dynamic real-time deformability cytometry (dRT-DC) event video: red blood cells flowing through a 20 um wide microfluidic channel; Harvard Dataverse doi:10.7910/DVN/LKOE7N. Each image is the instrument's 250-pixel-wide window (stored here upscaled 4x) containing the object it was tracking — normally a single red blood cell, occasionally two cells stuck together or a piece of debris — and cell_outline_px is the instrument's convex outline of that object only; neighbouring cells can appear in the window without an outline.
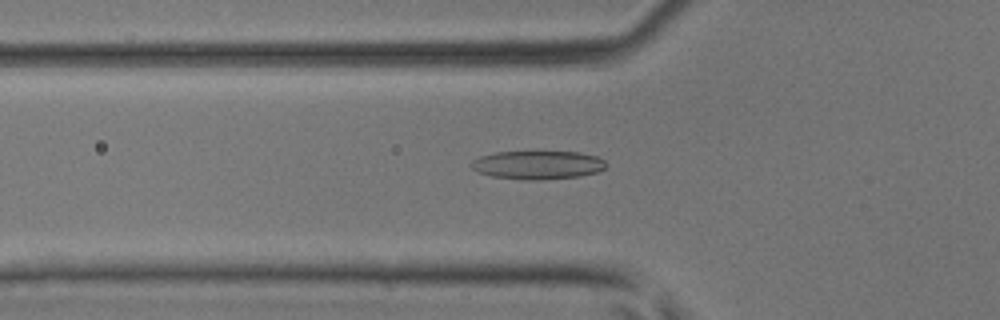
{"species": "common noctule bat (a hibernating species)", "species_latin": "Nyctalus noctula", "temperature_condition": "room temperature", "stored_images_in_passage": 31, "camera_frame_rate_fps": 3000, "um_per_image_px": 0.085, "animal": {"sex": "male", "body_mass_g": 17.9, "forearm_length_mm": 54.2}, "frame": {"image": 1, "passage_image": 6, "time_ms": 1.667, "image_size_px": [1000, 320], "cell_outline_px": [[608, 164], [604, 168], [596, 172], [580, 176], [532, 180], [524, 180], [492, 176], [480, 172], [472, 168], [468, 164], [472, 160], [480, 156], [496, 152], [580, 152], [596, 156], [604, 160]], "centroid_in_image_um": [45.69, 14.01], "position_along_channel_um": 80.1, "area_um2": 22.25}}
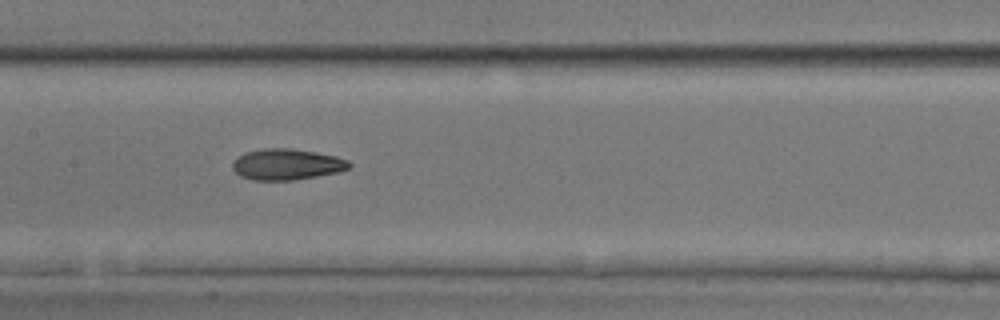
{"frame": {"image": 2, "passage_image": 13, "time_ms": 4.0, "image_size_px": [1000, 320], "cell_outline_px": [[352, 164], [348, 168], [340, 172], [292, 180], [252, 180], [240, 176], [232, 168], [232, 160], [236, 156], [244, 152], [264, 148], [288, 148], [316, 152], [336, 156], [348, 160]], "centroid_in_image_um": [24.34, 13.96], "position_along_channel_um": 183.1, "area_um2": 21.27}}
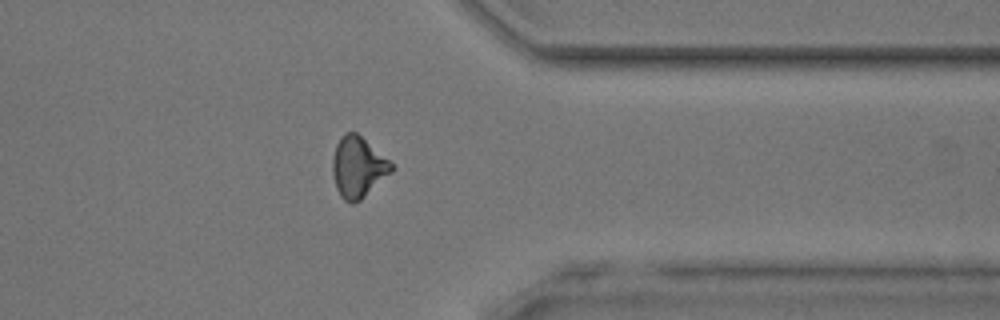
{"frame": {"image": 3, "passage_image": 27, "time_ms": 8.667, "image_size_px": [1000, 320], "cell_outline_px": [[396, 168], [392, 172], [360, 200], [352, 204], [344, 200], [340, 196], [336, 188], [332, 172], [332, 156], [336, 144], [340, 136], [344, 132], [356, 132], [388, 160]], "centroid_in_image_um": [30.4, 14.21], "position_along_channel_um": 381.0, "area_um2": 20.81}}